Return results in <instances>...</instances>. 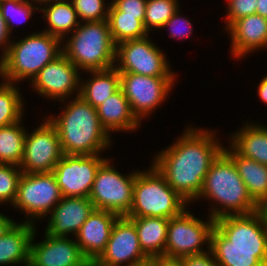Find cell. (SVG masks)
I'll return each instance as SVG.
<instances>
[{"label": "cell", "mask_w": 267, "mask_h": 266, "mask_svg": "<svg viewBox=\"0 0 267 266\" xmlns=\"http://www.w3.org/2000/svg\"><path fill=\"white\" fill-rule=\"evenodd\" d=\"M219 266H267V249L210 247Z\"/></svg>", "instance_id": "f546056e"}, {"label": "cell", "mask_w": 267, "mask_h": 266, "mask_svg": "<svg viewBox=\"0 0 267 266\" xmlns=\"http://www.w3.org/2000/svg\"><path fill=\"white\" fill-rule=\"evenodd\" d=\"M188 206L165 178L151 164L147 171L136 174L133 202L125 217H161L170 219L181 214Z\"/></svg>", "instance_id": "8992f818"}, {"label": "cell", "mask_w": 267, "mask_h": 266, "mask_svg": "<svg viewBox=\"0 0 267 266\" xmlns=\"http://www.w3.org/2000/svg\"><path fill=\"white\" fill-rule=\"evenodd\" d=\"M183 133L155 156L152 165L168 185L190 203L198 198L206 174L224 146L217 142L213 130L187 127Z\"/></svg>", "instance_id": "6da1fadb"}, {"label": "cell", "mask_w": 267, "mask_h": 266, "mask_svg": "<svg viewBox=\"0 0 267 266\" xmlns=\"http://www.w3.org/2000/svg\"><path fill=\"white\" fill-rule=\"evenodd\" d=\"M44 5L46 8L39 6V11L43 12V18L47 19L49 27L43 32L60 38L64 43L65 37L80 24L76 10L70 0L51 1Z\"/></svg>", "instance_id": "4316f807"}, {"label": "cell", "mask_w": 267, "mask_h": 266, "mask_svg": "<svg viewBox=\"0 0 267 266\" xmlns=\"http://www.w3.org/2000/svg\"><path fill=\"white\" fill-rule=\"evenodd\" d=\"M210 247L267 249V227L258 211L219 217Z\"/></svg>", "instance_id": "ba28073f"}, {"label": "cell", "mask_w": 267, "mask_h": 266, "mask_svg": "<svg viewBox=\"0 0 267 266\" xmlns=\"http://www.w3.org/2000/svg\"><path fill=\"white\" fill-rule=\"evenodd\" d=\"M208 218V222L196 218L187 208L178 216L170 218L165 256L182 258L209 251L215 220L210 216ZM204 244L207 245V251L201 247Z\"/></svg>", "instance_id": "30bf717a"}, {"label": "cell", "mask_w": 267, "mask_h": 266, "mask_svg": "<svg viewBox=\"0 0 267 266\" xmlns=\"http://www.w3.org/2000/svg\"><path fill=\"white\" fill-rule=\"evenodd\" d=\"M22 171L19 166L0 163V204L13 205Z\"/></svg>", "instance_id": "836d02e7"}, {"label": "cell", "mask_w": 267, "mask_h": 266, "mask_svg": "<svg viewBox=\"0 0 267 266\" xmlns=\"http://www.w3.org/2000/svg\"><path fill=\"white\" fill-rule=\"evenodd\" d=\"M35 224L10 220L0 229V266L30 262V243Z\"/></svg>", "instance_id": "44dd1931"}, {"label": "cell", "mask_w": 267, "mask_h": 266, "mask_svg": "<svg viewBox=\"0 0 267 266\" xmlns=\"http://www.w3.org/2000/svg\"><path fill=\"white\" fill-rule=\"evenodd\" d=\"M37 5H43L44 3L51 2V1H59V0H33Z\"/></svg>", "instance_id": "7dc6e473"}, {"label": "cell", "mask_w": 267, "mask_h": 266, "mask_svg": "<svg viewBox=\"0 0 267 266\" xmlns=\"http://www.w3.org/2000/svg\"><path fill=\"white\" fill-rule=\"evenodd\" d=\"M145 16L123 15V12H108L110 34L117 45L126 40L141 39L149 35L143 24Z\"/></svg>", "instance_id": "f1b7e54d"}, {"label": "cell", "mask_w": 267, "mask_h": 266, "mask_svg": "<svg viewBox=\"0 0 267 266\" xmlns=\"http://www.w3.org/2000/svg\"><path fill=\"white\" fill-rule=\"evenodd\" d=\"M23 118L11 125L0 127V163L19 166L24 153L26 129ZM22 125V126H21Z\"/></svg>", "instance_id": "83f0119b"}, {"label": "cell", "mask_w": 267, "mask_h": 266, "mask_svg": "<svg viewBox=\"0 0 267 266\" xmlns=\"http://www.w3.org/2000/svg\"><path fill=\"white\" fill-rule=\"evenodd\" d=\"M256 14L267 18V0H257Z\"/></svg>", "instance_id": "7bdbcfd3"}, {"label": "cell", "mask_w": 267, "mask_h": 266, "mask_svg": "<svg viewBox=\"0 0 267 266\" xmlns=\"http://www.w3.org/2000/svg\"><path fill=\"white\" fill-rule=\"evenodd\" d=\"M147 0H112L109 12H123V15L145 16Z\"/></svg>", "instance_id": "8d00e7d4"}, {"label": "cell", "mask_w": 267, "mask_h": 266, "mask_svg": "<svg viewBox=\"0 0 267 266\" xmlns=\"http://www.w3.org/2000/svg\"><path fill=\"white\" fill-rule=\"evenodd\" d=\"M119 217L110 211L94 209L74 236L83 255L91 264L105 250L112 227Z\"/></svg>", "instance_id": "d6986e66"}, {"label": "cell", "mask_w": 267, "mask_h": 266, "mask_svg": "<svg viewBox=\"0 0 267 266\" xmlns=\"http://www.w3.org/2000/svg\"><path fill=\"white\" fill-rule=\"evenodd\" d=\"M258 213L262 217V220L267 227V199L263 200L259 205H258Z\"/></svg>", "instance_id": "ee69618b"}, {"label": "cell", "mask_w": 267, "mask_h": 266, "mask_svg": "<svg viewBox=\"0 0 267 266\" xmlns=\"http://www.w3.org/2000/svg\"><path fill=\"white\" fill-rule=\"evenodd\" d=\"M246 123L229 138L230 145L240 155L267 166V126Z\"/></svg>", "instance_id": "d4e9b609"}, {"label": "cell", "mask_w": 267, "mask_h": 266, "mask_svg": "<svg viewBox=\"0 0 267 266\" xmlns=\"http://www.w3.org/2000/svg\"><path fill=\"white\" fill-rule=\"evenodd\" d=\"M192 22L190 20L185 19L180 15V8L175 12V14L164 24L163 28L170 29V37L171 38H188L192 33ZM184 29H181L183 28ZM185 27L186 30H185Z\"/></svg>", "instance_id": "74e56055"}, {"label": "cell", "mask_w": 267, "mask_h": 266, "mask_svg": "<svg viewBox=\"0 0 267 266\" xmlns=\"http://www.w3.org/2000/svg\"><path fill=\"white\" fill-rule=\"evenodd\" d=\"M231 36V55L243 58L258 49L267 48V18L248 15L236 20L228 29Z\"/></svg>", "instance_id": "ffe728a7"}, {"label": "cell", "mask_w": 267, "mask_h": 266, "mask_svg": "<svg viewBox=\"0 0 267 266\" xmlns=\"http://www.w3.org/2000/svg\"><path fill=\"white\" fill-rule=\"evenodd\" d=\"M80 70L62 53L45 65L31 81L35 92L46 99L64 102L75 94L80 95Z\"/></svg>", "instance_id": "2e32d148"}, {"label": "cell", "mask_w": 267, "mask_h": 266, "mask_svg": "<svg viewBox=\"0 0 267 266\" xmlns=\"http://www.w3.org/2000/svg\"><path fill=\"white\" fill-rule=\"evenodd\" d=\"M97 114L109 135L113 131H135L142 123L133 114L121 88L97 107Z\"/></svg>", "instance_id": "7402d4cb"}, {"label": "cell", "mask_w": 267, "mask_h": 266, "mask_svg": "<svg viewBox=\"0 0 267 266\" xmlns=\"http://www.w3.org/2000/svg\"><path fill=\"white\" fill-rule=\"evenodd\" d=\"M85 72H89L92 78L81 80L80 96L94 108L120 89V73L115 67Z\"/></svg>", "instance_id": "484cf974"}, {"label": "cell", "mask_w": 267, "mask_h": 266, "mask_svg": "<svg viewBox=\"0 0 267 266\" xmlns=\"http://www.w3.org/2000/svg\"><path fill=\"white\" fill-rule=\"evenodd\" d=\"M5 1H11V0H0V3L5 2Z\"/></svg>", "instance_id": "c3c4849f"}, {"label": "cell", "mask_w": 267, "mask_h": 266, "mask_svg": "<svg viewBox=\"0 0 267 266\" xmlns=\"http://www.w3.org/2000/svg\"><path fill=\"white\" fill-rule=\"evenodd\" d=\"M11 34L8 31L7 28V24H6V20L3 18L2 13H1V9H0V48L1 50H3L1 56H0V61L5 57L8 48L10 46V43L12 42V40L10 41V36Z\"/></svg>", "instance_id": "ab89813d"}, {"label": "cell", "mask_w": 267, "mask_h": 266, "mask_svg": "<svg viewBox=\"0 0 267 266\" xmlns=\"http://www.w3.org/2000/svg\"><path fill=\"white\" fill-rule=\"evenodd\" d=\"M184 266H219L211 250L201 253L182 257Z\"/></svg>", "instance_id": "f35d334b"}, {"label": "cell", "mask_w": 267, "mask_h": 266, "mask_svg": "<svg viewBox=\"0 0 267 266\" xmlns=\"http://www.w3.org/2000/svg\"><path fill=\"white\" fill-rule=\"evenodd\" d=\"M32 2L33 4L35 3L33 0H11L0 3L1 13L3 18L6 20L10 34L13 33L12 27L15 26V24H21L23 21H27L32 17L34 10L39 11V6L33 5Z\"/></svg>", "instance_id": "d6a6232c"}, {"label": "cell", "mask_w": 267, "mask_h": 266, "mask_svg": "<svg viewBox=\"0 0 267 266\" xmlns=\"http://www.w3.org/2000/svg\"><path fill=\"white\" fill-rule=\"evenodd\" d=\"M61 113L47 118L57 129L64 154L95 155L110 147L112 135L101 125L97 108L80 95Z\"/></svg>", "instance_id": "7a4b0ae2"}, {"label": "cell", "mask_w": 267, "mask_h": 266, "mask_svg": "<svg viewBox=\"0 0 267 266\" xmlns=\"http://www.w3.org/2000/svg\"><path fill=\"white\" fill-rule=\"evenodd\" d=\"M223 151L234 161L252 200L259 205L267 199V166L240 155L231 145Z\"/></svg>", "instance_id": "603a6c76"}, {"label": "cell", "mask_w": 267, "mask_h": 266, "mask_svg": "<svg viewBox=\"0 0 267 266\" xmlns=\"http://www.w3.org/2000/svg\"><path fill=\"white\" fill-rule=\"evenodd\" d=\"M215 201L210 217L214 220L227 215L250 214L258 205L250 197L245 183L238 174L234 161L222 151L208 170L198 199ZM222 206V207H221Z\"/></svg>", "instance_id": "3957f363"}, {"label": "cell", "mask_w": 267, "mask_h": 266, "mask_svg": "<svg viewBox=\"0 0 267 266\" xmlns=\"http://www.w3.org/2000/svg\"><path fill=\"white\" fill-rule=\"evenodd\" d=\"M10 220L11 218H9L8 216H5L4 214L0 212V229L3 226H5Z\"/></svg>", "instance_id": "f6af8a7d"}, {"label": "cell", "mask_w": 267, "mask_h": 266, "mask_svg": "<svg viewBox=\"0 0 267 266\" xmlns=\"http://www.w3.org/2000/svg\"><path fill=\"white\" fill-rule=\"evenodd\" d=\"M14 83H0V127L20 121L23 117V99Z\"/></svg>", "instance_id": "4dcf8cb0"}, {"label": "cell", "mask_w": 267, "mask_h": 266, "mask_svg": "<svg viewBox=\"0 0 267 266\" xmlns=\"http://www.w3.org/2000/svg\"><path fill=\"white\" fill-rule=\"evenodd\" d=\"M179 0H147L144 26L150 33L151 29H162L164 24L179 9Z\"/></svg>", "instance_id": "1f68e13d"}, {"label": "cell", "mask_w": 267, "mask_h": 266, "mask_svg": "<svg viewBox=\"0 0 267 266\" xmlns=\"http://www.w3.org/2000/svg\"><path fill=\"white\" fill-rule=\"evenodd\" d=\"M110 162L107 158L98 168L89 198L97 210L126 216L132 207L133 187L138 171L122 175Z\"/></svg>", "instance_id": "52a82bcc"}, {"label": "cell", "mask_w": 267, "mask_h": 266, "mask_svg": "<svg viewBox=\"0 0 267 266\" xmlns=\"http://www.w3.org/2000/svg\"><path fill=\"white\" fill-rule=\"evenodd\" d=\"M115 61L114 67L118 72L152 77H175L176 75L171 71L166 55L150 40L149 36L117 44Z\"/></svg>", "instance_id": "8fae6325"}, {"label": "cell", "mask_w": 267, "mask_h": 266, "mask_svg": "<svg viewBox=\"0 0 267 266\" xmlns=\"http://www.w3.org/2000/svg\"><path fill=\"white\" fill-rule=\"evenodd\" d=\"M62 44V53L83 71L107 70L115 66L116 44L107 20L81 22Z\"/></svg>", "instance_id": "5b68a950"}, {"label": "cell", "mask_w": 267, "mask_h": 266, "mask_svg": "<svg viewBox=\"0 0 267 266\" xmlns=\"http://www.w3.org/2000/svg\"><path fill=\"white\" fill-rule=\"evenodd\" d=\"M138 234L142 251L150 258L165 255L169 219L161 217H127Z\"/></svg>", "instance_id": "cb8c5ba5"}, {"label": "cell", "mask_w": 267, "mask_h": 266, "mask_svg": "<svg viewBox=\"0 0 267 266\" xmlns=\"http://www.w3.org/2000/svg\"><path fill=\"white\" fill-rule=\"evenodd\" d=\"M94 209L89 197H62L52 209L45 232L53 237L76 236Z\"/></svg>", "instance_id": "ac0fdd59"}, {"label": "cell", "mask_w": 267, "mask_h": 266, "mask_svg": "<svg viewBox=\"0 0 267 266\" xmlns=\"http://www.w3.org/2000/svg\"><path fill=\"white\" fill-rule=\"evenodd\" d=\"M36 229L30 243L29 266H92L80 246L68 237H53L45 232V239L35 243Z\"/></svg>", "instance_id": "e0dca14e"}, {"label": "cell", "mask_w": 267, "mask_h": 266, "mask_svg": "<svg viewBox=\"0 0 267 266\" xmlns=\"http://www.w3.org/2000/svg\"><path fill=\"white\" fill-rule=\"evenodd\" d=\"M80 22H98L107 20L110 4L105 0H70ZM106 5V6H105ZM107 7V8H106ZM82 20V21H81Z\"/></svg>", "instance_id": "e575fe53"}, {"label": "cell", "mask_w": 267, "mask_h": 266, "mask_svg": "<svg viewBox=\"0 0 267 266\" xmlns=\"http://www.w3.org/2000/svg\"><path fill=\"white\" fill-rule=\"evenodd\" d=\"M149 259L153 262V266H184L182 258L160 255L150 257Z\"/></svg>", "instance_id": "60d3db41"}, {"label": "cell", "mask_w": 267, "mask_h": 266, "mask_svg": "<svg viewBox=\"0 0 267 266\" xmlns=\"http://www.w3.org/2000/svg\"><path fill=\"white\" fill-rule=\"evenodd\" d=\"M120 73V88L139 121L149 116L165 101L174 88L176 77H152L129 72Z\"/></svg>", "instance_id": "7c38bea8"}, {"label": "cell", "mask_w": 267, "mask_h": 266, "mask_svg": "<svg viewBox=\"0 0 267 266\" xmlns=\"http://www.w3.org/2000/svg\"><path fill=\"white\" fill-rule=\"evenodd\" d=\"M258 96L262 100V102H265L267 104V75L261 79V82L258 86Z\"/></svg>", "instance_id": "b9f144b4"}, {"label": "cell", "mask_w": 267, "mask_h": 266, "mask_svg": "<svg viewBox=\"0 0 267 266\" xmlns=\"http://www.w3.org/2000/svg\"><path fill=\"white\" fill-rule=\"evenodd\" d=\"M63 155L57 129L46 117L31 134L26 132L24 153L19 167L22 173L53 172Z\"/></svg>", "instance_id": "4fadbf2b"}, {"label": "cell", "mask_w": 267, "mask_h": 266, "mask_svg": "<svg viewBox=\"0 0 267 266\" xmlns=\"http://www.w3.org/2000/svg\"><path fill=\"white\" fill-rule=\"evenodd\" d=\"M131 266H153V262L150 259H148L147 261L143 263H139V264L131 265Z\"/></svg>", "instance_id": "bcb514c9"}, {"label": "cell", "mask_w": 267, "mask_h": 266, "mask_svg": "<svg viewBox=\"0 0 267 266\" xmlns=\"http://www.w3.org/2000/svg\"><path fill=\"white\" fill-rule=\"evenodd\" d=\"M226 11L227 23L225 29L227 30L236 20L256 14L257 0H228Z\"/></svg>", "instance_id": "d590c367"}, {"label": "cell", "mask_w": 267, "mask_h": 266, "mask_svg": "<svg viewBox=\"0 0 267 266\" xmlns=\"http://www.w3.org/2000/svg\"><path fill=\"white\" fill-rule=\"evenodd\" d=\"M61 54L60 38L43 31L32 33L10 43L5 57L0 61V76L14 84L25 79L32 81L45 65Z\"/></svg>", "instance_id": "277c9868"}, {"label": "cell", "mask_w": 267, "mask_h": 266, "mask_svg": "<svg viewBox=\"0 0 267 266\" xmlns=\"http://www.w3.org/2000/svg\"><path fill=\"white\" fill-rule=\"evenodd\" d=\"M148 259L141 249L135 225L122 216L114 223L105 250L92 266H131Z\"/></svg>", "instance_id": "9a60e30c"}, {"label": "cell", "mask_w": 267, "mask_h": 266, "mask_svg": "<svg viewBox=\"0 0 267 266\" xmlns=\"http://www.w3.org/2000/svg\"><path fill=\"white\" fill-rule=\"evenodd\" d=\"M106 159L99 154H64L53 169L62 197H89L97 170Z\"/></svg>", "instance_id": "5bb4252c"}, {"label": "cell", "mask_w": 267, "mask_h": 266, "mask_svg": "<svg viewBox=\"0 0 267 266\" xmlns=\"http://www.w3.org/2000/svg\"><path fill=\"white\" fill-rule=\"evenodd\" d=\"M62 199V194L53 172L22 173L13 207L26 212L25 222L33 223L49 215ZM35 217V218H34Z\"/></svg>", "instance_id": "9c48e42d"}]
</instances>
